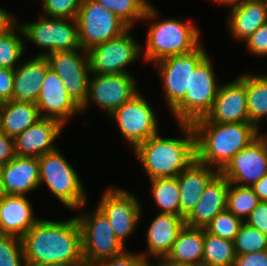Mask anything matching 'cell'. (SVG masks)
Here are the masks:
<instances>
[{
    "label": "cell",
    "instance_id": "obj_1",
    "mask_svg": "<svg viewBox=\"0 0 267 266\" xmlns=\"http://www.w3.org/2000/svg\"><path fill=\"white\" fill-rule=\"evenodd\" d=\"M21 240L27 266L85 265L76 216L67 221L40 218Z\"/></svg>",
    "mask_w": 267,
    "mask_h": 266
},
{
    "label": "cell",
    "instance_id": "obj_2",
    "mask_svg": "<svg viewBox=\"0 0 267 266\" xmlns=\"http://www.w3.org/2000/svg\"><path fill=\"white\" fill-rule=\"evenodd\" d=\"M191 125L195 132L196 159L219 172L260 135V128L252 123H215L203 117Z\"/></svg>",
    "mask_w": 267,
    "mask_h": 266
},
{
    "label": "cell",
    "instance_id": "obj_3",
    "mask_svg": "<svg viewBox=\"0 0 267 266\" xmlns=\"http://www.w3.org/2000/svg\"><path fill=\"white\" fill-rule=\"evenodd\" d=\"M183 138H163L160 132L133 150L149 180L177 177L196 159L195 132L191 124L180 123Z\"/></svg>",
    "mask_w": 267,
    "mask_h": 266
},
{
    "label": "cell",
    "instance_id": "obj_4",
    "mask_svg": "<svg viewBox=\"0 0 267 266\" xmlns=\"http://www.w3.org/2000/svg\"><path fill=\"white\" fill-rule=\"evenodd\" d=\"M157 9L148 7L143 20L153 21L148 28L145 43V61L152 64L170 56L191 53L201 45L200 32L191 20L180 21L174 18L155 21Z\"/></svg>",
    "mask_w": 267,
    "mask_h": 266
},
{
    "label": "cell",
    "instance_id": "obj_5",
    "mask_svg": "<svg viewBox=\"0 0 267 266\" xmlns=\"http://www.w3.org/2000/svg\"><path fill=\"white\" fill-rule=\"evenodd\" d=\"M40 185L49 191L68 209L78 210L86 205L87 195L77 171L58 150L38 158Z\"/></svg>",
    "mask_w": 267,
    "mask_h": 266
},
{
    "label": "cell",
    "instance_id": "obj_6",
    "mask_svg": "<svg viewBox=\"0 0 267 266\" xmlns=\"http://www.w3.org/2000/svg\"><path fill=\"white\" fill-rule=\"evenodd\" d=\"M211 61L207 55L191 74L190 90L171 111L177 123L192 124L211 111L220 86Z\"/></svg>",
    "mask_w": 267,
    "mask_h": 266
},
{
    "label": "cell",
    "instance_id": "obj_7",
    "mask_svg": "<svg viewBox=\"0 0 267 266\" xmlns=\"http://www.w3.org/2000/svg\"><path fill=\"white\" fill-rule=\"evenodd\" d=\"M82 232V254L86 266L112 258L126 250L116 237L108 218L96 207L76 216Z\"/></svg>",
    "mask_w": 267,
    "mask_h": 266
},
{
    "label": "cell",
    "instance_id": "obj_8",
    "mask_svg": "<svg viewBox=\"0 0 267 266\" xmlns=\"http://www.w3.org/2000/svg\"><path fill=\"white\" fill-rule=\"evenodd\" d=\"M38 21L19 25L24 38L41 49H46L37 56H47L52 52L71 51L80 48L77 19L55 18L44 15Z\"/></svg>",
    "mask_w": 267,
    "mask_h": 266
},
{
    "label": "cell",
    "instance_id": "obj_9",
    "mask_svg": "<svg viewBox=\"0 0 267 266\" xmlns=\"http://www.w3.org/2000/svg\"><path fill=\"white\" fill-rule=\"evenodd\" d=\"M80 47L90 48L123 34L129 27L95 0H82L77 15Z\"/></svg>",
    "mask_w": 267,
    "mask_h": 266
},
{
    "label": "cell",
    "instance_id": "obj_10",
    "mask_svg": "<svg viewBox=\"0 0 267 266\" xmlns=\"http://www.w3.org/2000/svg\"><path fill=\"white\" fill-rule=\"evenodd\" d=\"M131 29L87 51L91 74L130 73L126 67L134 64L143 51L130 34Z\"/></svg>",
    "mask_w": 267,
    "mask_h": 266
},
{
    "label": "cell",
    "instance_id": "obj_11",
    "mask_svg": "<svg viewBox=\"0 0 267 266\" xmlns=\"http://www.w3.org/2000/svg\"><path fill=\"white\" fill-rule=\"evenodd\" d=\"M201 44L191 53L170 56L155 63L169 110L172 111L190 90L191 74L207 56Z\"/></svg>",
    "mask_w": 267,
    "mask_h": 266
},
{
    "label": "cell",
    "instance_id": "obj_12",
    "mask_svg": "<svg viewBox=\"0 0 267 266\" xmlns=\"http://www.w3.org/2000/svg\"><path fill=\"white\" fill-rule=\"evenodd\" d=\"M91 75L88 95L81 106V112L91 103L102 108L109 117L139 92L135 77L131 73Z\"/></svg>",
    "mask_w": 267,
    "mask_h": 266
},
{
    "label": "cell",
    "instance_id": "obj_13",
    "mask_svg": "<svg viewBox=\"0 0 267 266\" xmlns=\"http://www.w3.org/2000/svg\"><path fill=\"white\" fill-rule=\"evenodd\" d=\"M154 110L143 94L138 92L109 117L117 122L121 134L134 149L159 132L158 117Z\"/></svg>",
    "mask_w": 267,
    "mask_h": 266
},
{
    "label": "cell",
    "instance_id": "obj_14",
    "mask_svg": "<svg viewBox=\"0 0 267 266\" xmlns=\"http://www.w3.org/2000/svg\"><path fill=\"white\" fill-rule=\"evenodd\" d=\"M46 57L70 97L81 107L88 95L91 75L87 51L80 47L71 51L52 52Z\"/></svg>",
    "mask_w": 267,
    "mask_h": 266
},
{
    "label": "cell",
    "instance_id": "obj_15",
    "mask_svg": "<svg viewBox=\"0 0 267 266\" xmlns=\"http://www.w3.org/2000/svg\"><path fill=\"white\" fill-rule=\"evenodd\" d=\"M141 206L136 195L118 187H110L102 193L97 207L108 218L116 237L125 245L124 241L134 233L140 221Z\"/></svg>",
    "mask_w": 267,
    "mask_h": 266
},
{
    "label": "cell",
    "instance_id": "obj_16",
    "mask_svg": "<svg viewBox=\"0 0 267 266\" xmlns=\"http://www.w3.org/2000/svg\"><path fill=\"white\" fill-rule=\"evenodd\" d=\"M220 173L230 183L253 186L267 174V134L261 133L253 142L236 153Z\"/></svg>",
    "mask_w": 267,
    "mask_h": 266
},
{
    "label": "cell",
    "instance_id": "obj_17",
    "mask_svg": "<svg viewBox=\"0 0 267 266\" xmlns=\"http://www.w3.org/2000/svg\"><path fill=\"white\" fill-rule=\"evenodd\" d=\"M206 118L215 123H250L245 74L219 86L213 107Z\"/></svg>",
    "mask_w": 267,
    "mask_h": 266
},
{
    "label": "cell",
    "instance_id": "obj_18",
    "mask_svg": "<svg viewBox=\"0 0 267 266\" xmlns=\"http://www.w3.org/2000/svg\"><path fill=\"white\" fill-rule=\"evenodd\" d=\"M40 117L59 120L64 126L81 107L70 97L62 80L50 67L36 101Z\"/></svg>",
    "mask_w": 267,
    "mask_h": 266
},
{
    "label": "cell",
    "instance_id": "obj_19",
    "mask_svg": "<svg viewBox=\"0 0 267 266\" xmlns=\"http://www.w3.org/2000/svg\"><path fill=\"white\" fill-rule=\"evenodd\" d=\"M64 125L56 119L41 117L14 138L15 155L39 158L57 149L54 145Z\"/></svg>",
    "mask_w": 267,
    "mask_h": 266
},
{
    "label": "cell",
    "instance_id": "obj_20",
    "mask_svg": "<svg viewBox=\"0 0 267 266\" xmlns=\"http://www.w3.org/2000/svg\"><path fill=\"white\" fill-rule=\"evenodd\" d=\"M229 184L230 182L219 172L205 187L198 203L185 218V225L206 228L218 213L226 210Z\"/></svg>",
    "mask_w": 267,
    "mask_h": 266
},
{
    "label": "cell",
    "instance_id": "obj_21",
    "mask_svg": "<svg viewBox=\"0 0 267 266\" xmlns=\"http://www.w3.org/2000/svg\"><path fill=\"white\" fill-rule=\"evenodd\" d=\"M195 159L178 176L180 215L185 219L198 203L205 187L219 171Z\"/></svg>",
    "mask_w": 267,
    "mask_h": 266
},
{
    "label": "cell",
    "instance_id": "obj_22",
    "mask_svg": "<svg viewBox=\"0 0 267 266\" xmlns=\"http://www.w3.org/2000/svg\"><path fill=\"white\" fill-rule=\"evenodd\" d=\"M4 195L26 196L40 186L38 158L15 156L3 165Z\"/></svg>",
    "mask_w": 267,
    "mask_h": 266
},
{
    "label": "cell",
    "instance_id": "obj_23",
    "mask_svg": "<svg viewBox=\"0 0 267 266\" xmlns=\"http://www.w3.org/2000/svg\"><path fill=\"white\" fill-rule=\"evenodd\" d=\"M184 226L185 219L182 216L159 213L148 227L146 234L147 252H141L142 257L163 260Z\"/></svg>",
    "mask_w": 267,
    "mask_h": 266
},
{
    "label": "cell",
    "instance_id": "obj_24",
    "mask_svg": "<svg viewBox=\"0 0 267 266\" xmlns=\"http://www.w3.org/2000/svg\"><path fill=\"white\" fill-rule=\"evenodd\" d=\"M33 210L27 196H1L0 234L21 238L39 220L34 216Z\"/></svg>",
    "mask_w": 267,
    "mask_h": 266
},
{
    "label": "cell",
    "instance_id": "obj_25",
    "mask_svg": "<svg viewBox=\"0 0 267 266\" xmlns=\"http://www.w3.org/2000/svg\"><path fill=\"white\" fill-rule=\"evenodd\" d=\"M50 67L46 56H34L14 69L13 100L35 103Z\"/></svg>",
    "mask_w": 267,
    "mask_h": 266
},
{
    "label": "cell",
    "instance_id": "obj_26",
    "mask_svg": "<svg viewBox=\"0 0 267 266\" xmlns=\"http://www.w3.org/2000/svg\"><path fill=\"white\" fill-rule=\"evenodd\" d=\"M229 8L227 27L235 40L245 42L267 22V2L237 0Z\"/></svg>",
    "mask_w": 267,
    "mask_h": 266
},
{
    "label": "cell",
    "instance_id": "obj_27",
    "mask_svg": "<svg viewBox=\"0 0 267 266\" xmlns=\"http://www.w3.org/2000/svg\"><path fill=\"white\" fill-rule=\"evenodd\" d=\"M205 228L184 226L164 262L176 265L203 266Z\"/></svg>",
    "mask_w": 267,
    "mask_h": 266
},
{
    "label": "cell",
    "instance_id": "obj_28",
    "mask_svg": "<svg viewBox=\"0 0 267 266\" xmlns=\"http://www.w3.org/2000/svg\"><path fill=\"white\" fill-rule=\"evenodd\" d=\"M35 103L10 100L0 104V128L15 138L40 119Z\"/></svg>",
    "mask_w": 267,
    "mask_h": 266
},
{
    "label": "cell",
    "instance_id": "obj_29",
    "mask_svg": "<svg viewBox=\"0 0 267 266\" xmlns=\"http://www.w3.org/2000/svg\"><path fill=\"white\" fill-rule=\"evenodd\" d=\"M245 87L249 121L258 128L267 116V75L245 74Z\"/></svg>",
    "mask_w": 267,
    "mask_h": 266
},
{
    "label": "cell",
    "instance_id": "obj_30",
    "mask_svg": "<svg viewBox=\"0 0 267 266\" xmlns=\"http://www.w3.org/2000/svg\"><path fill=\"white\" fill-rule=\"evenodd\" d=\"M150 181L151 193L159 206V213L180 215V191L177 177L157 178Z\"/></svg>",
    "mask_w": 267,
    "mask_h": 266
},
{
    "label": "cell",
    "instance_id": "obj_31",
    "mask_svg": "<svg viewBox=\"0 0 267 266\" xmlns=\"http://www.w3.org/2000/svg\"><path fill=\"white\" fill-rule=\"evenodd\" d=\"M234 242L209 233L205 229L203 266H234Z\"/></svg>",
    "mask_w": 267,
    "mask_h": 266
},
{
    "label": "cell",
    "instance_id": "obj_32",
    "mask_svg": "<svg viewBox=\"0 0 267 266\" xmlns=\"http://www.w3.org/2000/svg\"><path fill=\"white\" fill-rule=\"evenodd\" d=\"M260 202L252 187L229 184L226 209L244 222Z\"/></svg>",
    "mask_w": 267,
    "mask_h": 266
},
{
    "label": "cell",
    "instance_id": "obj_33",
    "mask_svg": "<svg viewBox=\"0 0 267 266\" xmlns=\"http://www.w3.org/2000/svg\"><path fill=\"white\" fill-rule=\"evenodd\" d=\"M24 32L18 24L8 34L0 37V67L15 69L25 51Z\"/></svg>",
    "mask_w": 267,
    "mask_h": 266
},
{
    "label": "cell",
    "instance_id": "obj_34",
    "mask_svg": "<svg viewBox=\"0 0 267 266\" xmlns=\"http://www.w3.org/2000/svg\"><path fill=\"white\" fill-rule=\"evenodd\" d=\"M114 13L129 28L142 20L148 7L141 0H95Z\"/></svg>",
    "mask_w": 267,
    "mask_h": 266
},
{
    "label": "cell",
    "instance_id": "obj_35",
    "mask_svg": "<svg viewBox=\"0 0 267 266\" xmlns=\"http://www.w3.org/2000/svg\"><path fill=\"white\" fill-rule=\"evenodd\" d=\"M234 247L236 255L267 250V235L244 222L236 235Z\"/></svg>",
    "mask_w": 267,
    "mask_h": 266
},
{
    "label": "cell",
    "instance_id": "obj_36",
    "mask_svg": "<svg viewBox=\"0 0 267 266\" xmlns=\"http://www.w3.org/2000/svg\"><path fill=\"white\" fill-rule=\"evenodd\" d=\"M243 223V220L226 209L218 213L205 229L213 235L234 242Z\"/></svg>",
    "mask_w": 267,
    "mask_h": 266
},
{
    "label": "cell",
    "instance_id": "obj_37",
    "mask_svg": "<svg viewBox=\"0 0 267 266\" xmlns=\"http://www.w3.org/2000/svg\"><path fill=\"white\" fill-rule=\"evenodd\" d=\"M0 266H27L20 237L0 234Z\"/></svg>",
    "mask_w": 267,
    "mask_h": 266
},
{
    "label": "cell",
    "instance_id": "obj_38",
    "mask_svg": "<svg viewBox=\"0 0 267 266\" xmlns=\"http://www.w3.org/2000/svg\"><path fill=\"white\" fill-rule=\"evenodd\" d=\"M82 0H42L44 16L76 19Z\"/></svg>",
    "mask_w": 267,
    "mask_h": 266
},
{
    "label": "cell",
    "instance_id": "obj_39",
    "mask_svg": "<svg viewBox=\"0 0 267 266\" xmlns=\"http://www.w3.org/2000/svg\"><path fill=\"white\" fill-rule=\"evenodd\" d=\"M251 54L267 56V22L260 26L244 43Z\"/></svg>",
    "mask_w": 267,
    "mask_h": 266
},
{
    "label": "cell",
    "instance_id": "obj_40",
    "mask_svg": "<svg viewBox=\"0 0 267 266\" xmlns=\"http://www.w3.org/2000/svg\"><path fill=\"white\" fill-rule=\"evenodd\" d=\"M245 223L267 235V202L261 201L245 220Z\"/></svg>",
    "mask_w": 267,
    "mask_h": 266
},
{
    "label": "cell",
    "instance_id": "obj_41",
    "mask_svg": "<svg viewBox=\"0 0 267 266\" xmlns=\"http://www.w3.org/2000/svg\"><path fill=\"white\" fill-rule=\"evenodd\" d=\"M14 69L0 67V104L13 100Z\"/></svg>",
    "mask_w": 267,
    "mask_h": 266
},
{
    "label": "cell",
    "instance_id": "obj_42",
    "mask_svg": "<svg viewBox=\"0 0 267 266\" xmlns=\"http://www.w3.org/2000/svg\"><path fill=\"white\" fill-rule=\"evenodd\" d=\"M142 258L138 252L123 251L121 254L113 256L112 258L100 261L95 266H135V264Z\"/></svg>",
    "mask_w": 267,
    "mask_h": 266
},
{
    "label": "cell",
    "instance_id": "obj_43",
    "mask_svg": "<svg viewBox=\"0 0 267 266\" xmlns=\"http://www.w3.org/2000/svg\"><path fill=\"white\" fill-rule=\"evenodd\" d=\"M234 266H267V250L236 255Z\"/></svg>",
    "mask_w": 267,
    "mask_h": 266
},
{
    "label": "cell",
    "instance_id": "obj_44",
    "mask_svg": "<svg viewBox=\"0 0 267 266\" xmlns=\"http://www.w3.org/2000/svg\"><path fill=\"white\" fill-rule=\"evenodd\" d=\"M15 156L14 138L7 136L0 128V164L5 165Z\"/></svg>",
    "mask_w": 267,
    "mask_h": 266
},
{
    "label": "cell",
    "instance_id": "obj_45",
    "mask_svg": "<svg viewBox=\"0 0 267 266\" xmlns=\"http://www.w3.org/2000/svg\"><path fill=\"white\" fill-rule=\"evenodd\" d=\"M17 17L11 15L5 8H0V37L8 34L19 23Z\"/></svg>",
    "mask_w": 267,
    "mask_h": 266
},
{
    "label": "cell",
    "instance_id": "obj_46",
    "mask_svg": "<svg viewBox=\"0 0 267 266\" xmlns=\"http://www.w3.org/2000/svg\"><path fill=\"white\" fill-rule=\"evenodd\" d=\"M260 201L267 202V174L251 186Z\"/></svg>",
    "mask_w": 267,
    "mask_h": 266
},
{
    "label": "cell",
    "instance_id": "obj_47",
    "mask_svg": "<svg viewBox=\"0 0 267 266\" xmlns=\"http://www.w3.org/2000/svg\"><path fill=\"white\" fill-rule=\"evenodd\" d=\"M135 266H151L149 259L146 257H142ZM155 266V265H154ZM156 266H161V260L159 259V262L156 264Z\"/></svg>",
    "mask_w": 267,
    "mask_h": 266
},
{
    "label": "cell",
    "instance_id": "obj_48",
    "mask_svg": "<svg viewBox=\"0 0 267 266\" xmlns=\"http://www.w3.org/2000/svg\"><path fill=\"white\" fill-rule=\"evenodd\" d=\"M4 195L3 186V165L0 164V197Z\"/></svg>",
    "mask_w": 267,
    "mask_h": 266
},
{
    "label": "cell",
    "instance_id": "obj_49",
    "mask_svg": "<svg viewBox=\"0 0 267 266\" xmlns=\"http://www.w3.org/2000/svg\"><path fill=\"white\" fill-rule=\"evenodd\" d=\"M215 1L216 3H220L221 5H227V6H230L232 5L233 3H235L237 0H213Z\"/></svg>",
    "mask_w": 267,
    "mask_h": 266
},
{
    "label": "cell",
    "instance_id": "obj_50",
    "mask_svg": "<svg viewBox=\"0 0 267 266\" xmlns=\"http://www.w3.org/2000/svg\"><path fill=\"white\" fill-rule=\"evenodd\" d=\"M161 266H192V265H176V264L166 263L163 260H161Z\"/></svg>",
    "mask_w": 267,
    "mask_h": 266
},
{
    "label": "cell",
    "instance_id": "obj_51",
    "mask_svg": "<svg viewBox=\"0 0 267 266\" xmlns=\"http://www.w3.org/2000/svg\"><path fill=\"white\" fill-rule=\"evenodd\" d=\"M147 7H150L152 4L147 2V0H141Z\"/></svg>",
    "mask_w": 267,
    "mask_h": 266
},
{
    "label": "cell",
    "instance_id": "obj_52",
    "mask_svg": "<svg viewBox=\"0 0 267 266\" xmlns=\"http://www.w3.org/2000/svg\"><path fill=\"white\" fill-rule=\"evenodd\" d=\"M59 266H86V265H59Z\"/></svg>",
    "mask_w": 267,
    "mask_h": 266
},
{
    "label": "cell",
    "instance_id": "obj_53",
    "mask_svg": "<svg viewBox=\"0 0 267 266\" xmlns=\"http://www.w3.org/2000/svg\"><path fill=\"white\" fill-rule=\"evenodd\" d=\"M247 1H263V2H267V0H247Z\"/></svg>",
    "mask_w": 267,
    "mask_h": 266
}]
</instances>
